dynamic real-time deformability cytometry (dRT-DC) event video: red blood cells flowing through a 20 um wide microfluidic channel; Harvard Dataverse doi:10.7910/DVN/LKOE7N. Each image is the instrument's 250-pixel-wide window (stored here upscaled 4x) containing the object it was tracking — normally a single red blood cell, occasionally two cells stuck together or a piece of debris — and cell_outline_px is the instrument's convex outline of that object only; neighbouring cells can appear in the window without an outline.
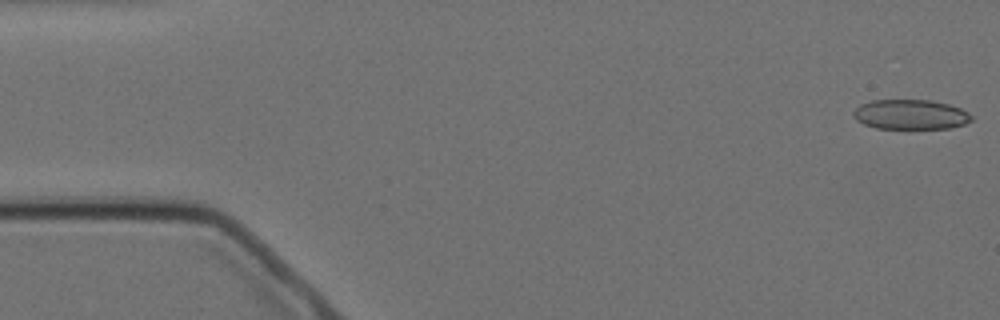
{"species": "Egyptian fruit bat (a non-hibernating species)", "species_latin": "Rousettus aegyptiacus", "temperature_condition": "cold", "stored_images_in_passage": 5, "camera_frame_rate_fps": 3000, "um_per_image_px": 0.085, "animal": {"sex": "female"}, "frame": {"image": 1, "passage_image": 1, "time_ms": 0.0, "image_size_px": [1000, 320], "cell_outline_px": [[972, 120], [964, 124], [948, 128], [876, 128], [864, 124], [856, 120], [852, 116], [852, 112], [860, 104], [872, 100], [932, 100], [948, 104], [960, 108], [968, 112], [972, 116]], "centroid_in_image_um": [77.37, 9.72], "position_along_channel_um": 7.6, "area_um2": 20.52}}
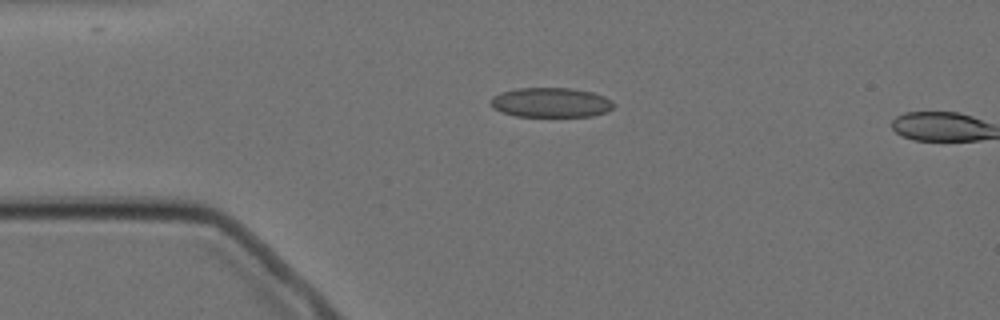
{"frame": {"image": 2, "passage_image": 4, "time_ms": 3.667, "image_size_px": [1000, 320], "cell_outline_px": [[616, 104], [608, 112], [592, 116], [516, 116], [492, 108], [488, 100], [492, 96], [500, 92], [516, 88], [572, 88], [592, 92], [604, 96], [612, 100]], "centroid_in_image_um": [46.82, 8.7], "position_along_channel_um": 38.2, "area_um2": 21.5}}